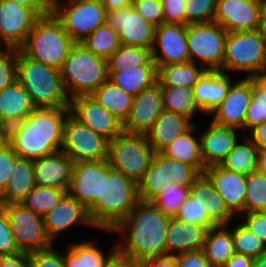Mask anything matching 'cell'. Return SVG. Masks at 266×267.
Wrapping results in <instances>:
<instances>
[{
    "label": "cell",
    "mask_w": 266,
    "mask_h": 267,
    "mask_svg": "<svg viewBox=\"0 0 266 267\" xmlns=\"http://www.w3.org/2000/svg\"><path fill=\"white\" fill-rule=\"evenodd\" d=\"M207 231L205 226L170 217L166 232V255L202 250Z\"/></svg>",
    "instance_id": "cell-24"
},
{
    "label": "cell",
    "mask_w": 266,
    "mask_h": 267,
    "mask_svg": "<svg viewBox=\"0 0 266 267\" xmlns=\"http://www.w3.org/2000/svg\"><path fill=\"white\" fill-rule=\"evenodd\" d=\"M35 107L69 106L60 69L31 59L17 49V79Z\"/></svg>",
    "instance_id": "cell-4"
},
{
    "label": "cell",
    "mask_w": 266,
    "mask_h": 267,
    "mask_svg": "<svg viewBox=\"0 0 266 267\" xmlns=\"http://www.w3.org/2000/svg\"><path fill=\"white\" fill-rule=\"evenodd\" d=\"M138 267H178V264L175 255H165L146 259Z\"/></svg>",
    "instance_id": "cell-61"
},
{
    "label": "cell",
    "mask_w": 266,
    "mask_h": 267,
    "mask_svg": "<svg viewBox=\"0 0 266 267\" xmlns=\"http://www.w3.org/2000/svg\"><path fill=\"white\" fill-rule=\"evenodd\" d=\"M112 250L108 253L103 267H138V265L117 245H114Z\"/></svg>",
    "instance_id": "cell-57"
},
{
    "label": "cell",
    "mask_w": 266,
    "mask_h": 267,
    "mask_svg": "<svg viewBox=\"0 0 266 267\" xmlns=\"http://www.w3.org/2000/svg\"><path fill=\"white\" fill-rule=\"evenodd\" d=\"M175 217L187 223L205 226L207 229L217 226L209 218L208 214L201 210L200 206L195 202V199L190 195H188L187 199L181 204Z\"/></svg>",
    "instance_id": "cell-48"
},
{
    "label": "cell",
    "mask_w": 266,
    "mask_h": 267,
    "mask_svg": "<svg viewBox=\"0 0 266 267\" xmlns=\"http://www.w3.org/2000/svg\"><path fill=\"white\" fill-rule=\"evenodd\" d=\"M165 173L171 181L182 186H191L201 174L194 166L165 155Z\"/></svg>",
    "instance_id": "cell-47"
},
{
    "label": "cell",
    "mask_w": 266,
    "mask_h": 267,
    "mask_svg": "<svg viewBox=\"0 0 266 267\" xmlns=\"http://www.w3.org/2000/svg\"><path fill=\"white\" fill-rule=\"evenodd\" d=\"M91 96L122 122L125 121L130 113L134 97L116 86L109 79L97 88Z\"/></svg>",
    "instance_id": "cell-36"
},
{
    "label": "cell",
    "mask_w": 266,
    "mask_h": 267,
    "mask_svg": "<svg viewBox=\"0 0 266 267\" xmlns=\"http://www.w3.org/2000/svg\"><path fill=\"white\" fill-rule=\"evenodd\" d=\"M111 169L107 159L74 163L67 193L82 203L88 212L102 198L103 177Z\"/></svg>",
    "instance_id": "cell-13"
},
{
    "label": "cell",
    "mask_w": 266,
    "mask_h": 267,
    "mask_svg": "<svg viewBox=\"0 0 266 267\" xmlns=\"http://www.w3.org/2000/svg\"><path fill=\"white\" fill-rule=\"evenodd\" d=\"M132 7L155 27L164 23L162 0H133Z\"/></svg>",
    "instance_id": "cell-49"
},
{
    "label": "cell",
    "mask_w": 266,
    "mask_h": 267,
    "mask_svg": "<svg viewBox=\"0 0 266 267\" xmlns=\"http://www.w3.org/2000/svg\"><path fill=\"white\" fill-rule=\"evenodd\" d=\"M165 24L185 25V0H162Z\"/></svg>",
    "instance_id": "cell-54"
},
{
    "label": "cell",
    "mask_w": 266,
    "mask_h": 267,
    "mask_svg": "<svg viewBox=\"0 0 266 267\" xmlns=\"http://www.w3.org/2000/svg\"><path fill=\"white\" fill-rule=\"evenodd\" d=\"M34 108L29 94L17 80L0 91V121L7 128L24 120Z\"/></svg>",
    "instance_id": "cell-29"
},
{
    "label": "cell",
    "mask_w": 266,
    "mask_h": 267,
    "mask_svg": "<svg viewBox=\"0 0 266 267\" xmlns=\"http://www.w3.org/2000/svg\"><path fill=\"white\" fill-rule=\"evenodd\" d=\"M106 23L118 32L122 45L140 46L152 50L155 26L132 6L107 12Z\"/></svg>",
    "instance_id": "cell-17"
},
{
    "label": "cell",
    "mask_w": 266,
    "mask_h": 267,
    "mask_svg": "<svg viewBox=\"0 0 266 267\" xmlns=\"http://www.w3.org/2000/svg\"><path fill=\"white\" fill-rule=\"evenodd\" d=\"M237 128L221 126L211 121L206 133L201 135V155L205 168L220 165L238 143Z\"/></svg>",
    "instance_id": "cell-26"
},
{
    "label": "cell",
    "mask_w": 266,
    "mask_h": 267,
    "mask_svg": "<svg viewBox=\"0 0 266 267\" xmlns=\"http://www.w3.org/2000/svg\"><path fill=\"white\" fill-rule=\"evenodd\" d=\"M172 183L165 173V155L162 152L154 154L150 167L138 183L139 199L152 202Z\"/></svg>",
    "instance_id": "cell-35"
},
{
    "label": "cell",
    "mask_w": 266,
    "mask_h": 267,
    "mask_svg": "<svg viewBox=\"0 0 266 267\" xmlns=\"http://www.w3.org/2000/svg\"><path fill=\"white\" fill-rule=\"evenodd\" d=\"M252 267H266V254L255 258Z\"/></svg>",
    "instance_id": "cell-68"
},
{
    "label": "cell",
    "mask_w": 266,
    "mask_h": 267,
    "mask_svg": "<svg viewBox=\"0 0 266 267\" xmlns=\"http://www.w3.org/2000/svg\"><path fill=\"white\" fill-rule=\"evenodd\" d=\"M229 76L220 70H207L197 81L193 87V95L198 108L203 113L210 114L227 96L232 84Z\"/></svg>",
    "instance_id": "cell-27"
},
{
    "label": "cell",
    "mask_w": 266,
    "mask_h": 267,
    "mask_svg": "<svg viewBox=\"0 0 266 267\" xmlns=\"http://www.w3.org/2000/svg\"><path fill=\"white\" fill-rule=\"evenodd\" d=\"M261 78L266 81V68H265V71H264L263 75L261 76Z\"/></svg>",
    "instance_id": "cell-72"
},
{
    "label": "cell",
    "mask_w": 266,
    "mask_h": 267,
    "mask_svg": "<svg viewBox=\"0 0 266 267\" xmlns=\"http://www.w3.org/2000/svg\"><path fill=\"white\" fill-rule=\"evenodd\" d=\"M53 245L46 249L28 252L31 267H66L62 253L53 250Z\"/></svg>",
    "instance_id": "cell-50"
},
{
    "label": "cell",
    "mask_w": 266,
    "mask_h": 267,
    "mask_svg": "<svg viewBox=\"0 0 266 267\" xmlns=\"http://www.w3.org/2000/svg\"><path fill=\"white\" fill-rule=\"evenodd\" d=\"M68 189H56L53 187L35 186L20 203L39 216L44 217L54 209Z\"/></svg>",
    "instance_id": "cell-42"
},
{
    "label": "cell",
    "mask_w": 266,
    "mask_h": 267,
    "mask_svg": "<svg viewBox=\"0 0 266 267\" xmlns=\"http://www.w3.org/2000/svg\"><path fill=\"white\" fill-rule=\"evenodd\" d=\"M138 184L111 168L103 177L102 198L89 211L94 228L111 231L139 201Z\"/></svg>",
    "instance_id": "cell-3"
},
{
    "label": "cell",
    "mask_w": 266,
    "mask_h": 267,
    "mask_svg": "<svg viewBox=\"0 0 266 267\" xmlns=\"http://www.w3.org/2000/svg\"><path fill=\"white\" fill-rule=\"evenodd\" d=\"M74 163L62 150L33 160L35 185L68 189Z\"/></svg>",
    "instance_id": "cell-21"
},
{
    "label": "cell",
    "mask_w": 266,
    "mask_h": 267,
    "mask_svg": "<svg viewBox=\"0 0 266 267\" xmlns=\"http://www.w3.org/2000/svg\"><path fill=\"white\" fill-rule=\"evenodd\" d=\"M17 79V49L8 48L0 55V91Z\"/></svg>",
    "instance_id": "cell-51"
},
{
    "label": "cell",
    "mask_w": 266,
    "mask_h": 267,
    "mask_svg": "<svg viewBox=\"0 0 266 267\" xmlns=\"http://www.w3.org/2000/svg\"><path fill=\"white\" fill-rule=\"evenodd\" d=\"M70 114L95 133L114 139L123 131V122L91 95H79L69 101Z\"/></svg>",
    "instance_id": "cell-16"
},
{
    "label": "cell",
    "mask_w": 266,
    "mask_h": 267,
    "mask_svg": "<svg viewBox=\"0 0 266 267\" xmlns=\"http://www.w3.org/2000/svg\"><path fill=\"white\" fill-rule=\"evenodd\" d=\"M109 140L68 114L61 150L74 162L107 159Z\"/></svg>",
    "instance_id": "cell-11"
},
{
    "label": "cell",
    "mask_w": 266,
    "mask_h": 267,
    "mask_svg": "<svg viewBox=\"0 0 266 267\" xmlns=\"http://www.w3.org/2000/svg\"><path fill=\"white\" fill-rule=\"evenodd\" d=\"M189 195L216 225H229L234 215L205 173H201L192 183Z\"/></svg>",
    "instance_id": "cell-25"
},
{
    "label": "cell",
    "mask_w": 266,
    "mask_h": 267,
    "mask_svg": "<svg viewBox=\"0 0 266 267\" xmlns=\"http://www.w3.org/2000/svg\"><path fill=\"white\" fill-rule=\"evenodd\" d=\"M178 267H212L203 250H194L175 255Z\"/></svg>",
    "instance_id": "cell-56"
},
{
    "label": "cell",
    "mask_w": 266,
    "mask_h": 267,
    "mask_svg": "<svg viewBox=\"0 0 266 267\" xmlns=\"http://www.w3.org/2000/svg\"><path fill=\"white\" fill-rule=\"evenodd\" d=\"M163 110L161 85L156 82L133 97L130 113L123 122V131L146 134Z\"/></svg>",
    "instance_id": "cell-20"
},
{
    "label": "cell",
    "mask_w": 266,
    "mask_h": 267,
    "mask_svg": "<svg viewBox=\"0 0 266 267\" xmlns=\"http://www.w3.org/2000/svg\"><path fill=\"white\" fill-rule=\"evenodd\" d=\"M80 44L94 54L108 59L121 45L118 32L104 23L87 37Z\"/></svg>",
    "instance_id": "cell-40"
},
{
    "label": "cell",
    "mask_w": 266,
    "mask_h": 267,
    "mask_svg": "<svg viewBox=\"0 0 266 267\" xmlns=\"http://www.w3.org/2000/svg\"><path fill=\"white\" fill-rule=\"evenodd\" d=\"M42 16L33 8L0 0V38L5 47L19 49Z\"/></svg>",
    "instance_id": "cell-15"
},
{
    "label": "cell",
    "mask_w": 266,
    "mask_h": 267,
    "mask_svg": "<svg viewBox=\"0 0 266 267\" xmlns=\"http://www.w3.org/2000/svg\"><path fill=\"white\" fill-rule=\"evenodd\" d=\"M189 189L190 186H182L173 181L152 203L164 214L175 217L179 207L187 199Z\"/></svg>",
    "instance_id": "cell-45"
},
{
    "label": "cell",
    "mask_w": 266,
    "mask_h": 267,
    "mask_svg": "<svg viewBox=\"0 0 266 267\" xmlns=\"http://www.w3.org/2000/svg\"><path fill=\"white\" fill-rule=\"evenodd\" d=\"M262 3L264 4L265 8H266V0H261Z\"/></svg>",
    "instance_id": "cell-74"
},
{
    "label": "cell",
    "mask_w": 266,
    "mask_h": 267,
    "mask_svg": "<svg viewBox=\"0 0 266 267\" xmlns=\"http://www.w3.org/2000/svg\"><path fill=\"white\" fill-rule=\"evenodd\" d=\"M202 250L212 267H223L235 253L228 225H217L208 229Z\"/></svg>",
    "instance_id": "cell-32"
},
{
    "label": "cell",
    "mask_w": 266,
    "mask_h": 267,
    "mask_svg": "<svg viewBox=\"0 0 266 267\" xmlns=\"http://www.w3.org/2000/svg\"><path fill=\"white\" fill-rule=\"evenodd\" d=\"M154 154L146 134L122 131L109 141L107 160L111 168L138 184L150 167Z\"/></svg>",
    "instance_id": "cell-8"
},
{
    "label": "cell",
    "mask_w": 266,
    "mask_h": 267,
    "mask_svg": "<svg viewBox=\"0 0 266 267\" xmlns=\"http://www.w3.org/2000/svg\"><path fill=\"white\" fill-rule=\"evenodd\" d=\"M185 25L212 22L215 18L216 0H185Z\"/></svg>",
    "instance_id": "cell-46"
},
{
    "label": "cell",
    "mask_w": 266,
    "mask_h": 267,
    "mask_svg": "<svg viewBox=\"0 0 266 267\" xmlns=\"http://www.w3.org/2000/svg\"><path fill=\"white\" fill-rule=\"evenodd\" d=\"M0 128H7L6 126H4L1 121H0Z\"/></svg>",
    "instance_id": "cell-73"
},
{
    "label": "cell",
    "mask_w": 266,
    "mask_h": 267,
    "mask_svg": "<svg viewBox=\"0 0 266 267\" xmlns=\"http://www.w3.org/2000/svg\"><path fill=\"white\" fill-rule=\"evenodd\" d=\"M243 224L266 244V211L245 213Z\"/></svg>",
    "instance_id": "cell-55"
},
{
    "label": "cell",
    "mask_w": 266,
    "mask_h": 267,
    "mask_svg": "<svg viewBox=\"0 0 266 267\" xmlns=\"http://www.w3.org/2000/svg\"><path fill=\"white\" fill-rule=\"evenodd\" d=\"M9 220L4 208L0 205V256L19 252Z\"/></svg>",
    "instance_id": "cell-52"
},
{
    "label": "cell",
    "mask_w": 266,
    "mask_h": 267,
    "mask_svg": "<svg viewBox=\"0 0 266 267\" xmlns=\"http://www.w3.org/2000/svg\"><path fill=\"white\" fill-rule=\"evenodd\" d=\"M161 93L165 110L183 114L191 119L197 110L202 112L194 100L193 88H171L161 85Z\"/></svg>",
    "instance_id": "cell-41"
},
{
    "label": "cell",
    "mask_w": 266,
    "mask_h": 267,
    "mask_svg": "<svg viewBox=\"0 0 266 267\" xmlns=\"http://www.w3.org/2000/svg\"><path fill=\"white\" fill-rule=\"evenodd\" d=\"M157 66H137L123 71H108V79L116 86L135 96L157 82Z\"/></svg>",
    "instance_id": "cell-31"
},
{
    "label": "cell",
    "mask_w": 266,
    "mask_h": 267,
    "mask_svg": "<svg viewBox=\"0 0 266 267\" xmlns=\"http://www.w3.org/2000/svg\"><path fill=\"white\" fill-rule=\"evenodd\" d=\"M254 259L241 253L235 252L223 267H252Z\"/></svg>",
    "instance_id": "cell-64"
},
{
    "label": "cell",
    "mask_w": 266,
    "mask_h": 267,
    "mask_svg": "<svg viewBox=\"0 0 266 267\" xmlns=\"http://www.w3.org/2000/svg\"><path fill=\"white\" fill-rule=\"evenodd\" d=\"M35 186L33 160L17 157L12 177L0 194V205L19 203Z\"/></svg>",
    "instance_id": "cell-30"
},
{
    "label": "cell",
    "mask_w": 266,
    "mask_h": 267,
    "mask_svg": "<svg viewBox=\"0 0 266 267\" xmlns=\"http://www.w3.org/2000/svg\"><path fill=\"white\" fill-rule=\"evenodd\" d=\"M231 233L235 252L253 259L266 254V244L243 223L232 228Z\"/></svg>",
    "instance_id": "cell-44"
},
{
    "label": "cell",
    "mask_w": 266,
    "mask_h": 267,
    "mask_svg": "<svg viewBox=\"0 0 266 267\" xmlns=\"http://www.w3.org/2000/svg\"><path fill=\"white\" fill-rule=\"evenodd\" d=\"M17 2L21 5L31 7L36 10L41 16H45L52 13L51 7L46 0H9Z\"/></svg>",
    "instance_id": "cell-63"
},
{
    "label": "cell",
    "mask_w": 266,
    "mask_h": 267,
    "mask_svg": "<svg viewBox=\"0 0 266 267\" xmlns=\"http://www.w3.org/2000/svg\"><path fill=\"white\" fill-rule=\"evenodd\" d=\"M266 211V175L254 170L246 176L244 213Z\"/></svg>",
    "instance_id": "cell-43"
},
{
    "label": "cell",
    "mask_w": 266,
    "mask_h": 267,
    "mask_svg": "<svg viewBox=\"0 0 266 267\" xmlns=\"http://www.w3.org/2000/svg\"><path fill=\"white\" fill-rule=\"evenodd\" d=\"M206 71V67L198 68L192 61L168 64L158 68L157 82L171 88H193Z\"/></svg>",
    "instance_id": "cell-34"
},
{
    "label": "cell",
    "mask_w": 266,
    "mask_h": 267,
    "mask_svg": "<svg viewBox=\"0 0 266 267\" xmlns=\"http://www.w3.org/2000/svg\"><path fill=\"white\" fill-rule=\"evenodd\" d=\"M8 143V128H0V148Z\"/></svg>",
    "instance_id": "cell-67"
},
{
    "label": "cell",
    "mask_w": 266,
    "mask_h": 267,
    "mask_svg": "<svg viewBox=\"0 0 266 267\" xmlns=\"http://www.w3.org/2000/svg\"><path fill=\"white\" fill-rule=\"evenodd\" d=\"M18 155L7 143L0 148V194L3 192L7 181L12 177L13 165Z\"/></svg>",
    "instance_id": "cell-53"
},
{
    "label": "cell",
    "mask_w": 266,
    "mask_h": 267,
    "mask_svg": "<svg viewBox=\"0 0 266 267\" xmlns=\"http://www.w3.org/2000/svg\"><path fill=\"white\" fill-rule=\"evenodd\" d=\"M70 244L68 252L63 254L66 267H103L107 256L94 243Z\"/></svg>",
    "instance_id": "cell-39"
},
{
    "label": "cell",
    "mask_w": 266,
    "mask_h": 267,
    "mask_svg": "<svg viewBox=\"0 0 266 267\" xmlns=\"http://www.w3.org/2000/svg\"><path fill=\"white\" fill-rule=\"evenodd\" d=\"M195 129L196 125L186 133L177 136L161 152L175 160L194 166L200 173H204L205 166L202 161L201 142L200 140L197 141L192 133Z\"/></svg>",
    "instance_id": "cell-33"
},
{
    "label": "cell",
    "mask_w": 266,
    "mask_h": 267,
    "mask_svg": "<svg viewBox=\"0 0 266 267\" xmlns=\"http://www.w3.org/2000/svg\"><path fill=\"white\" fill-rule=\"evenodd\" d=\"M169 220L170 216L152 202L139 200L130 213L109 232L118 231L126 236L127 240L117 243V247L139 265L146 259L166 255Z\"/></svg>",
    "instance_id": "cell-2"
},
{
    "label": "cell",
    "mask_w": 266,
    "mask_h": 267,
    "mask_svg": "<svg viewBox=\"0 0 266 267\" xmlns=\"http://www.w3.org/2000/svg\"><path fill=\"white\" fill-rule=\"evenodd\" d=\"M257 170L266 175V149H259L258 151Z\"/></svg>",
    "instance_id": "cell-66"
},
{
    "label": "cell",
    "mask_w": 266,
    "mask_h": 267,
    "mask_svg": "<svg viewBox=\"0 0 266 267\" xmlns=\"http://www.w3.org/2000/svg\"><path fill=\"white\" fill-rule=\"evenodd\" d=\"M52 9L65 31L80 43L85 37L106 23L107 12L100 0H67Z\"/></svg>",
    "instance_id": "cell-10"
},
{
    "label": "cell",
    "mask_w": 266,
    "mask_h": 267,
    "mask_svg": "<svg viewBox=\"0 0 266 267\" xmlns=\"http://www.w3.org/2000/svg\"><path fill=\"white\" fill-rule=\"evenodd\" d=\"M204 173L223 198L229 211L233 215H241L244 212L247 175L226 170L220 165L209 166L205 168Z\"/></svg>",
    "instance_id": "cell-22"
},
{
    "label": "cell",
    "mask_w": 266,
    "mask_h": 267,
    "mask_svg": "<svg viewBox=\"0 0 266 267\" xmlns=\"http://www.w3.org/2000/svg\"><path fill=\"white\" fill-rule=\"evenodd\" d=\"M69 106L35 107L18 124L8 127V143L18 157L35 160L61 150Z\"/></svg>",
    "instance_id": "cell-1"
},
{
    "label": "cell",
    "mask_w": 266,
    "mask_h": 267,
    "mask_svg": "<svg viewBox=\"0 0 266 267\" xmlns=\"http://www.w3.org/2000/svg\"><path fill=\"white\" fill-rule=\"evenodd\" d=\"M253 106H261L266 113V81L261 77H252Z\"/></svg>",
    "instance_id": "cell-59"
},
{
    "label": "cell",
    "mask_w": 266,
    "mask_h": 267,
    "mask_svg": "<svg viewBox=\"0 0 266 267\" xmlns=\"http://www.w3.org/2000/svg\"><path fill=\"white\" fill-rule=\"evenodd\" d=\"M0 267H31L28 252L19 251L14 254L1 255Z\"/></svg>",
    "instance_id": "cell-60"
},
{
    "label": "cell",
    "mask_w": 266,
    "mask_h": 267,
    "mask_svg": "<svg viewBox=\"0 0 266 267\" xmlns=\"http://www.w3.org/2000/svg\"><path fill=\"white\" fill-rule=\"evenodd\" d=\"M0 43H1V38H0ZM1 47H2V46H1V44H0V55H2L4 52H6V50H8V48L2 50Z\"/></svg>",
    "instance_id": "cell-71"
},
{
    "label": "cell",
    "mask_w": 266,
    "mask_h": 267,
    "mask_svg": "<svg viewBox=\"0 0 266 267\" xmlns=\"http://www.w3.org/2000/svg\"><path fill=\"white\" fill-rule=\"evenodd\" d=\"M108 71H120L137 66H156L152 59V50L140 46L120 45L107 59Z\"/></svg>",
    "instance_id": "cell-37"
},
{
    "label": "cell",
    "mask_w": 266,
    "mask_h": 267,
    "mask_svg": "<svg viewBox=\"0 0 266 267\" xmlns=\"http://www.w3.org/2000/svg\"><path fill=\"white\" fill-rule=\"evenodd\" d=\"M262 29H263L264 35L266 37V8H265L264 15H263Z\"/></svg>",
    "instance_id": "cell-70"
},
{
    "label": "cell",
    "mask_w": 266,
    "mask_h": 267,
    "mask_svg": "<svg viewBox=\"0 0 266 267\" xmlns=\"http://www.w3.org/2000/svg\"><path fill=\"white\" fill-rule=\"evenodd\" d=\"M266 68V37L263 29L228 32L220 71H248V77H261Z\"/></svg>",
    "instance_id": "cell-7"
},
{
    "label": "cell",
    "mask_w": 266,
    "mask_h": 267,
    "mask_svg": "<svg viewBox=\"0 0 266 267\" xmlns=\"http://www.w3.org/2000/svg\"><path fill=\"white\" fill-rule=\"evenodd\" d=\"M252 100V77L230 85L227 96L210 113L212 122L221 126L244 130L246 111Z\"/></svg>",
    "instance_id": "cell-19"
},
{
    "label": "cell",
    "mask_w": 266,
    "mask_h": 267,
    "mask_svg": "<svg viewBox=\"0 0 266 267\" xmlns=\"http://www.w3.org/2000/svg\"><path fill=\"white\" fill-rule=\"evenodd\" d=\"M106 9V12L120 9L126 6H132L133 0H100Z\"/></svg>",
    "instance_id": "cell-65"
},
{
    "label": "cell",
    "mask_w": 266,
    "mask_h": 267,
    "mask_svg": "<svg viewBox=\"0 0 266 267\" xmlns=\"http://www.w3.org/2000/svg\"><path fill=\"white\" fill-rule=\"evenodd\" d=\"M227 31L215 21L187 25L189 61L206 64V69L221 70L225 56ZM198 57V58H197Z\"/></svg>",
    "instance_id": "cell-9"
},
{
    "label": "cell",
    "mask_w": 266,
    "mask_h": 267,
    "mask_svg": "<svg viewBox=\"0 0 266 267\" xmlns=\"http://www.w3.org/2000/svg\"><path fill=\"white\" fill-rule=\"evenodd\" d=\"M75 41L53 13L42 16L19 48L26 56L60 69Z\"/></svg>",
    "instance_id": "cell-6"
},
{
    "label": "cell",
    "mask_w": 266,
    "mask_h": 267,
    "mask_svg": "<svg viewBox=\"0 0 266 267\" xmlns=\"http://www.w3.org/2000/svg\"><path fill=\"white\" fill-rule=\"evenodd\" d=\"M264 121H266L265 110L261 106H253L252 98L246 111L244 129L247 127V129L249 128L251 130L255 126L262 124Z\"/></svg>",
    "instance_id": "cell-58"
},
{
    "label": "cell",
    "mask_w": 266,
    "mask_h": 267,
    "mask_svg": "<svg viewBox=\"0 0 266 267\" xmlns=\"http://www.w3.org/2000/svg\"><path fill=\"white\" fill-rule=\"evenodd\" d=\"M48 5L51 7V9H53L56 5H58L60 3V0H46Z\"/></svg>",
    "instance_id": "cell-69"
},
{
    "label": "cell",
    "mask_w": 266,
    "mask_h": 267,
    "mask_svg": "<svg viewBox=\"0 0 266 267\" xmlns=\"http://www.w3.org/2000/svg\"><path fill=\"white\" fill-rule=\"evenodd\" d=\"M60 74L67 96L91 95L108 79L107 60L75 42Z\"/></svg>",
    "instance_id": "cell-5"
},
{
    "label": "cell",
    "mask_w": 266,
    "mask_h": 267,
    "mask_svg": "<svg viewBox=\"0 0 266 267\" xmlns=\"http://www.w3.org/2000/svg\"><path fill=\"white\" fill-rule=\"evenodd\" d=\"M265 6L261 0H216L214 21L227 32L262 28Z\"/></svg>",
    "instance_id": "cell-14"
},
{
    "label": "cell",
    "mask_w": 266,
    "mask_h": 267,
    "mask_svg": "<svg viewBox=\"0 0 266 267\" xmlns=\"http://www.w3.org/2000/svg\"><path fill=\"white\" fill-rule=\"evenodd\" d=\"M8 217L16 245L20 251L30 252L54 245L47 235L43 217L19 203L1 205Z\"/></svg>",
    "instance_id": "cell-12"
},
{
    "label": "cell",
    "mask_w": 266,
    "mask_h": 267,
    "mask_svg": "<svg viewBox=\"0 0 266 267\" xmlns=\"http://www.w3.org/2000/svg\"><path fill=\"white\" fill-rule=\"evenodd\" d=\"M186 35L187 25L163 23L155 27L152 59L157 69L160 66L189 61Z\"/></svg>",
    "instance_id": "cell-18"
},
{
    "label": "cell",
    "mask_w": 266,
    "mask_h": 267,
    "mask_svg": "<svg viewBox=\"0 0 266 267\" xmlns=\"http://www.w3.org/2000/svg\"><path fill=\"white\" fill-rule=\"evenodd\" d=\"M183 114L163 110L153 126L146 132V137L155 153L161 152L177 136L186 133L195 124Z\"/></svg>",
    "instance_id": "cell-28"
},
{
    "label": "cell",
    "mask_w": 266,
    "mask_h": 267,
    "mask_svg": "<svg viewBox=\"0 0 266 267\" xmlns=\"http://www.w3.org/2000/svg\"><path fill=\"white\" fill-rule=\"evenodd\" d=\"M250 140L258 149H266V121L250 130Z\"/></svg>",
    "instance_id": "cell-62"
},
{
    "label": "cell",
    "mask_w": 266,
    "mask_h": 267,
    "mask_svg": "<svg viewBox=\"0 0 266 267\" xmlns=\"http://www.w3.org/2000/svg\"><path fill=\"white\" fill-rule=\"evenodd\" d=\"M248 138L245 143H237L220 163L224 169L248 175L257 170L258 147Z\"/></svg>",
    "instance_id": "cell-38"
},
{
    "label": "cell",
    "mask_w": 266,
    "mask_h": 267,
    "mask_svg": "<svg viewBox=\"0 0 266 267\" xmlns=\"http://www.w3.org/2000/svg\"><path fill=\"white\" fill-rule=\"evenodd\" d=\"M43 221L47 235L53 242L57 235L75 224L94 227L88 209L68 193L43 217Z\"/></svg>",
    "instance_id": "cell-23"
}]
</instances>
